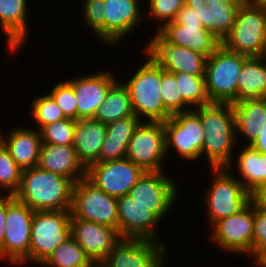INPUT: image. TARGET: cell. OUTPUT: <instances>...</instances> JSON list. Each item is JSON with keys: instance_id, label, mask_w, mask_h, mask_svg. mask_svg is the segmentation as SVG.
<instances>
[{"instance_id": "6", "label": "cell", "mask_w": 266, "mask_h": 267, "mask_svg": "<svg viewBox=\"0 0 266 267\" xmlns=\"http://www.w3.org/2000/svg\"><path fill=\"white\" fill-rule=\"evenodd\" d=\"M34 210L6 195L5 236L0 246V261L13 267L29 263V247Z\"/></svg>"}, {"instance_id": "36", "label": "cell", "mask_w": 266, "mask_h": 267, "mask_svg": "<svg viewBox=\"0 0 266 267\" xmlns=\"http://www.w3.org/2000/svg\"><path fill=\"white\" fill-rule=\"evenodd\" d=\"M160 94L164 107L171 115L192 110L182 100L175 75L163 68H161Z\"/></svg>"}, {"instance_id": "48", "label": "cell", "mask_w": 266, "mask_h": 267, "mask_svg": "<svg viewBox=\"0 0 266 267\" xmlns=\"http://www.w3.org/2000/svg\"><path fill=\"white\" fill-rule=\"evenodd\" d=\"M251 4L266 10V0H248Z\"/></svg>"}, {"instance_id": "25", "label": "cell", "mask_w": 266, "mask_h": 267, "mask_svg": "<svg viewBox=\"0 0 266 267\" xmlns=\"http://www.w3.org/2000/svg\"><path fill=\"white\" fill-rule=\"evenodd\" d=\"M106 139V124L90 119H78L75 122L73 148L78 160L87 169L99 162V155Z\"/></svg>"}, {"instance_id": "7", "label": "cell", "mask_w": 266, "mask_h": 267, "mask_svg": "<svg viewBox=\"0 0 266 267\" xmlns=\"http://www.w3.org/2000/svg\"><path fill=\"white\" fill-rule=\"evenodd\" d=\"M248 56L231 52L222 45L209 57L205 67L206 93L211 103H230L237 98V81Z\"/></svg>"}, {"instance_id": "49", "label": "cell", "mask_w": 266, "mask_h": 267, "mask_svg": "<svg viewBox=\"0 0 266 267\" xmlns=\"http://www.w3.org/2000/svg\"><path fill=\"white\" fill-rule=\"evenodd\" d=\"M1 136H2V129L0 130V141H1Z\"/></svg>"}, {"instance_id": "17", "label": "cell", "mask_w": 266, "mask_h": 267, "mask_svg": "<svg viewBox=\"0 0 266 267\" xmlns=\"http://www.w3.org/2000/svg\"><path fill=\"white\" fill-rule=\"evenodd\" d=\"M144 0H103L105 17V45L117 47L125 38L137 31L141 23H146ZM129 35V36H128Z\"/></svg>"}, {"instance_id": "37", "label": "cell", "mask_w": 266, "mask_h": 267, "mask_svg": "<svg viewBox=\"0 0 266 267\" xmlns=\"http://www.w3.org/2000/svg\"><path fill=\"white\" fill-rule=\"evenodd\" d=\"M144 15L156 21L155 32L168 22L174 21L177 13L185 5V0H145ZM147 3V4H146ZM158 23V24H157Z\"/></svg>"}, {"instance_id": "21", "label": "cell", "mask_w": 266, "mask_h": 267, "mask_svg": "<svg viewBox=\"0 0 266 267\" xmlns=\"http://www.w3.org/2000/svg\"><path fill=\"white\" fill-rule=\"evenodd\" d=\"M28 4V0H0V30L5 35L6 47L12 55L20 52V49L23 52L22 49L30 37Z\"/></svg>"}, {"instance_id": "16", "label": "cell", "mask_w": 266, "mask_h": 267, "mask_svg": "<svg viewBox=\"0 0 266 267\" xmlns=\"http://www.w3.org/2000/svg\"><path fill=\"white\" fill-rule=\"evenodd\" d=\"M145 171L128 158L95 162L86 169V178L108 195L121 197L137 183Z\"/></svg>"}, {"instance_id": "1", "label": "cell", "mask_w": 266, "mask_h": 267, "mask_svg": "<svg viewBox=\"0 0 266 267\" xmlns=\"http://www.w3.org/2000/svg\"><path fill=\"white\" fill-rule=\"evenodd\" d=\"M193 110L199 115L204 131L201 158H205L209 168L227 167L238 146L233 105L210 103Z\"/></svg>"}, {"instance_id": "28", "label": "cell", "mask_w": 266, "mask_h": 267, "mask_svg": "<svg viewBox=\"0 0 266 267\" xmlns=\"http://www.w3.org/2000/svg\"><path fill=\"white\" fill-rule=\"evenodd\" d=\"M244 0H204L199 8L200 21L205 29L222 40L236 21L238 8Z\"/></svg>"}, {"instance_id": "8", "label": "cell", "mask_w": 266, "mask_h": 267, "mask_svg": "<svg viewBox=\"0 0 266 267\" xmlns=\"http://www.w3.org/2000/svg\"><path fill=\"white\" fill-rule=\"evenodd\" d=\"M71 210L34 211L29 263L40 266L55 247L71 237Z\"/></svg>"}, {"instance_id": "33", "label": "cell", "mask_w": 266, "mask_h": 267, "mask_svg": "<svg viewBox=\"0 0 266 267\" xmlns=\"http://www.w3.org/2000/svg\"><path fill=\"white\" fill-rule=\"evenodd\" d=\"M173 74L182 100L191 109L211 103L206 93L205 76H193L183 72Z\"/></svg>"}, {"instance_id": "35", "label": "cell", "mask_w": 266, "mask_h": 267, "mask_svg": "<svg viewBox=\"0 0 266 267\" xmlns=\"http://www.w3.org/2000/svg\"><path fill=\"white\" fill-rule=\"evenodd\" d=\"M22 169L12 158L6 147L0 145V195L14 196L22 176ZM4 192V193H3Z\"/></svg>"}, {"instance_id": "20", "label": "cell", "mask_w": 266, "mask_h": 267, "mask_svg": "<svg viewBox=\"0 0 266 267\" xmlns=\"http://www.w3.org/2000/svg\"><path fill=\"white\" fill-rule=\"evenodd\" d=\"M71 237L97 266L121 240L117 229L71 215Z\"/></svg>"}, {"instance_id": "11", "label": "cell", "mask_w": 266, "mask_h": 267, "mask_svg": "<svg viewBox=\"0 0 266 267\" xmlns=\"http://www.w3.org/2000/svg\"><path fill=\"white\" fill-rule=\"evenodd\" d=\"M71 215L118 230L117 197L98 189L85 177L74 183Z\"/></svg>"}, {"instance_id": "10", "label": "cell", "mask_w": 266, "mask_h": 267, "mask_svg": "<svg viewBox=\"0 0 266 267\" xmlns=\"http://www.w3.org/2000/svg\"><path fill=\"white\" fill-rule=\"evenodd\" d=\"M165 131L166 154L171 157V151L175 157L187 163L201 160V151L204 140V131L199 115L192 109L187 112L172 115L163 122ZM189 161V162H188Z\"/></svg>"}, {"instance_id": "14", "label": "cell", "mask_w": 266, "mask_h": 267, "mask_svg": "<svg viewBox=\"0 0 266 267\" xmlns=\"http://www.w3.org/2000/svg\"><path fill=\"white\" fill-rule=\"evenodd\" d=\"M168 174V175H167ZM167 171L145 172L129 190L135 202L152 207V211L162 220L168 217L176 205L180 186ZM176 181V182H175ZM179 191V193H178Z\"/></svg>"}, {"instance_id": "23", "label": "cell", "mask_w": 266, "mask_h": 267, "mask_svg": "<svg viewBox=\"0 0 266 267\" xmlns=\"http://www.w3.org/2000/svg\"><path fill=\"white\" fill-rule=\"evenodd\" d=\"M157 32L168 43L189 48L207 57L221 46V40L203 25H180L172 21Z\"/></svg>"}, {"instance_id": "27", "label": "cell", "mask_w": 266, "mask_h": 267, "mask_svg": "<svg viewBox=\"0 0 266 267\" xmlns=\"http://www.w3.org/2000/svg\"><path fill=\"white\" fill-rule=\"evenodd\" d=\"M240 147L242 149L239 147L235 149L237 151L235 153L236 156H234L236 159L233 158L232 162L226 168L251 193L262 182L266 181V154L256 151L251 146L242 145ZM235 168L236 174L234 173Z\"/></svg>"}, {"instance_id": "46", "label": "cell", "mask_w": 266, "mask_h": 267, "mask_svg": "<svg viewBox=\"0 0 266 267\" xmlns=\"http://www.w3.org/2000/svg\"><path fill=\"white\" fill-rule=\"evenodd\" d=\"M250 260L256 267H266V246Z\"/></svg>"}, {"instance_id": "47", "label": "cell", "mask_w": 266, "mask_h": 267, "mask_svg": "<svg viewBox=\"0 0 266 267\" xmlns=\"http://www.w3.org/2000/svg\"><path fill=\"white\" fill-rule=\"evenodd\" d=\"M185 5L188 7H201L206 3H204V0H185Z\"/></svg>"}, {"instance_id": "22", "label": "cell", "mask_w": 266, "mask_h": 267, "mask_svg": "<svg viewBox=\"0 0 266 267\" xmlns=\"http://www.w3.org/2000/svg\"><path fill=\"white\" fill-rule=\"evenodd\" d=\"M1 143L22 170L38 166L42 140L39 130L31 126H15L4 134Z\"/></svg>"}, {"instance_id": "12", "label": "cell", "mask_w": 266, "mask_h": 267, "mask_svg": "<svg viewBox=\"0 0 266 267\" xmlns=\"http://www.w3.org/2000/svg\"><path fill=\"white\" fill-rule=\"evenodd\" d=\"M152 33L142 49L143 57L146 55L155 66L171 73L205 76L206 55L168 43L158 32Z\"/></svg>"}, {"instance_id": "4", "label": "cell", "mask_w": 266, "mask_h": 267, "mask_svg": "<svg viewBox=\"0 0 266 267\" xmlns=\"http://www.w3.org/2000/svg\"><path fill=\"white\" fill-rule=\"evenodd\" d=\"M209 169L212 179L203 193L202 203L204 201L205 216L211 227L218 220L242 210L251 201V196L228 168Z\"/></svg>"}, {"instance_id": "3", "label": "cell", "mask_w": 266, "mask_h": 267, "mask_svg": "<svg viewBox=\"0 0 266 267\" xmlns=\"http://www.w3.org/2000/svg\"><path fill=\"white\" fill-rule=\"evenodd\" d=\"M145 58L142 64H138L140 67L132 71L134 74L122 82L128 88L134 115L141 121L163 123L172 115L161 99V68Z\"/></svg>"}, {"instance_id": "30", "label": "cell", "mask_w": 266, "mask_h": 267, "mask_svg": "<svg viewBox=\"0 0 266 267\" xmlns=\"http://www.w3.org/2000/svg\"><path fill=\"white\" fill-rule=\"evenodd\" d=\"M266 98V61L261 57H248L237 81V98L232 103Z\"/></svg>"}, {"instance_id": "40", "label": "cell", "mask_w": 266, "mask_h": 267, "mask_svg": "<svg viewBox=\"0 0 266 267\" xmlns=\"http://www.w3.org/2000/svg\"><path fill=\"white\" fill-rule=\"evenodd\" d=\"M59 81L47 92L53 97L65 118L77 120V99L73 87L66 80Z\"/></svg>"}, {"instance_id": "34", "label": "cell", "mask_w": 266, "mask_h": 267, "mask_svg": "<svg viewBox=\"0 0 266 267\" xmlns=\"http://www.w3.org/2000/svg\"><path fill=\"white\" fill-rule=\"evenodd\" d=\"M29 112V116L32 117L31 120L35 121L36 126L34 128L37 130L45 125L65 119L63 112L48 92L33 97Z\"/></svg>"}, {"instance_id": "18", "label": "cell", "mask_w": 266, "mask_h": 267, "mask_svg": "<svg viewBox=\"0 0 266 267\" xmlns=\"http://www.w3.org/2000/svg\"><path fill=\"white\" fill-rule=\"evenodd\" d=\"M117 203L118 232L121 238L153 240L167 245L160 239L161 234H157L158 223L163 221L152 211V207L135 202L128 194L118 197Z\"/></svg>"}, {"instance_id": "9", "label": "cell", "mask_w": 266, "mask_h": 267, "mask_svg": "<svg viewBox=\"0 0 266 267\" xmlns=\"http://www.w3.org/2000/svg\"><path fill=\"white\" fill-rule=\"evenodd\" d=\"M254 203L250 201L242 210L215 222L209 229V242L226 252L253 258ZM244 254V255H241Z\"/></svg>"}, {"instance_id": "5", "label": "cell", "mask_w": 266, "mask_h": 267, "mask_svg": "<svg viewBox=\"0 0 266 267\" xmlns=\"http://www.w3.org/2000/svg\"><path fill=\"white\" fill-rule=\"evenodd\" d=\"M221 45L248 57L264 56L266 51V10L244 0L238 8L236 21L221 40Z\"/></svg>"}, {"instance_id": "32", "label": "cell", "mask_w": 266, "mask_h": 267, "mask_svg": "<svg viewBox=\"0 0 266 267\" xmlns=\"http://www.w3.org/2000/svg\"><path fill=\"white\" fill-rule=\"evenodd\" d=\"M39 267H97L85 254L82 247L69 237Z\"/></svg>"}, {"instance_id": "45", "label": "cell", "mask_w": 266, "mask_h": 267, "mask_svg": "<svg viewBox=\"0 0 266 267\" xmlns=\"http://www.w3.org/2000/svg\"><path fill=\"white\" fill-rule=\"evenodd\" d=\"M6 195H0V246L5 236Z\"/></svg>"}, {"instance_id": "38", "label": "cell", "mask_w": 266, "mask_h": 267, "mask_svg": "<svg viewBox=\"0 0 266 267\" xmlns=\"http://www.w3.org/2000/svg\"><path fill=\"white\" fill-rule=\"evenodd\" d=\"M76 120L65 118L43 126L39 132L43 143L73 145Z\"/></svg>"}, {"instance_id": "41", "label": "cell", "mask_w": 266, "mask_h": 267, "mask_svg": "<svg viewBox=\"0 0 266 267\" xmlns=\"http://www.w3.org/2000/svg\"><path fill=\"white\" fill-rule=\"evenodd\" d=\"M253 257L266 246V205L254 204Z\"/></svg>"}, {"instance_id": "24", "label": "cell", "mask_w": 266, "mask_h": 267, "mask_svg": "<svg viewBox=\"0 0 266 267\" xmlns=\"http://www.w3.org/2000/svg\"><path fill=\"white\" fill-rule=\"evenodd\" d=\"M38 167L69 178L74 183L86 177V168L70 145L42 143Z\"/></svg>"}, {"instance_id": "15", "label": "cell", "mask_w": 266, "mask_h": 267, "mask_svg": "<svg viewBox=\"0 0 266 267\" xmlns=\"http://www.w3.org/2000/svg\"><path fill=\"white\" fill-rule=\"evenodd\" d=\"M166 252L159 241L121 238L97 267H166Z\"/></svg>"}, {"instance_id": "29", "label": "cell", "mask_w": 266, "mask_h": 267, "mask_svg": "<svg viewBox=\"0 0 266 267\" xmlns=\"http://www.w3.org/2000/svg\"><path fill=\"white\" fill-rule=\"evenodd\" d=\"M141 120L130 116L106 124V139L100 150L99 162L126 158L129 141Z\"/></svg>"}, {"instance_id": "31", "label": "cell", "mask_w": 266, "mask_h": 267, "mask_svg": "<svg viewBox=\"0 0 266 267\" xmlns=\"http://www.w3.org/2000/svg\"><path fill=\"white\" fill-rule=\"evenodd\" d=\"M118 79L108 90L105 101L98 108L93 119L108 124L135 116L128 88Z\"/></svg>"}, {"instance_id": "42", "label": "cell", "mask_w": 266, "mask_h": 267, "mask_svg": "<svg viewBox=\"0 0 266 267\" xmlns=\"http://www.w3.org/2000/svg\"><path fill=\"white\" fill-rule=\"evenodd\" d=\"M199 8L184 5L177 13L174 22L180 25H203L200 21Z\"/></svg>"}, {"instance_id": "19", "label": "cell", "mask_w": 266, "mask_h": 267, "mask_svg": "<svg viewBox=\"0 0 266 267\" xmlns=\"http://www.w3.org/2000/svg\"><path fill=\"white\" fill-rule=\"evenodd\" d=\"M108 69V70H107ZM66 80L77 99V120L94 118L98 108L105 101L109 88L119 79L109 68Z\"/></svg>"}, {"instance_id": "44", "label": "cell", "mask_w": 266, "mask_h": 267, "mask_svg": "<svg viewBox=\"0 0 266 267\" xmlns=\"http://www.w3.org/2000/svg\"><path fill=\"white\" fill-rule=\"evenodd\" d=\"M260 132L261 134L250 146L256 151L266 154V121L262 124Z\"/></svg>"}, {"instance_id": "13", "label": "cell", "mask_w": 266, "mask_h": 267, "mask_svg": "<svg viewBox=\"0 0 266 267\" xmlns=\"http://www.w3.org/2000/svg\"><path fill=\"white\" fill-rule=\"evenodd\" d=\"M126 158L145 172L167 171L165 131L162 122L141 121L127 146Z\"/></svg>"}, {"instance_id": "43", "label": "cell", "mask_w": 266, "mask_h": 267, "mask_svg": "<svg viewBox=\"0 0 266 267\" xmlns=\"http://www.w3.org/2000/svg\"><path fill=\"white\" fill-rule=\"evenodd\" d=\"M251 201L257 205H266V181L262 182L251 193Z\"/></svg>"}, {"instance_id": "26", "label": "cell", "mask_w": 266, "mask_h": 267, "mask_svg": "<svg viewBox=\"0 0 266 267\" xmlns=\"http://www.w3.org/2000/svg\"><path fill=\"white\" fill-rule=\"evenodd\" d=\"M232 105L237 143L239 145V142L244 141L242 145L250 146L261 134L260 129L266 121V98L244 100Z\"/></svg>"}, {"instance_id": "2", "label": "cell", "mask_w": 266, "mask_h": 267, "mask_svg": "<svg viewBox=\"0 0 266 267\" xmlns=\"http://www.w3.org/2000/svg\"><path fill=\"white\" fill-rule=\"evenodd\" d=\"M74 182L38 166L22 171L13 196L34 211L71 210Z\"/></svg>"}, {"instance_id": "39", "label": "cell", "mask_w": 266, "mask_h": 267, "mask_svg": "<svg viewBox=\"0 0 266 267\" xmlns=\"http://www.w3.org/2000/svg\"><path fill=\"white\" fill-rule=\"evenodd\" d=\"M81 16L83 23L88 26L96 36L97 41L105 45V17H103V0H87L81 3Z\"/></svg>"}]
</instances>
